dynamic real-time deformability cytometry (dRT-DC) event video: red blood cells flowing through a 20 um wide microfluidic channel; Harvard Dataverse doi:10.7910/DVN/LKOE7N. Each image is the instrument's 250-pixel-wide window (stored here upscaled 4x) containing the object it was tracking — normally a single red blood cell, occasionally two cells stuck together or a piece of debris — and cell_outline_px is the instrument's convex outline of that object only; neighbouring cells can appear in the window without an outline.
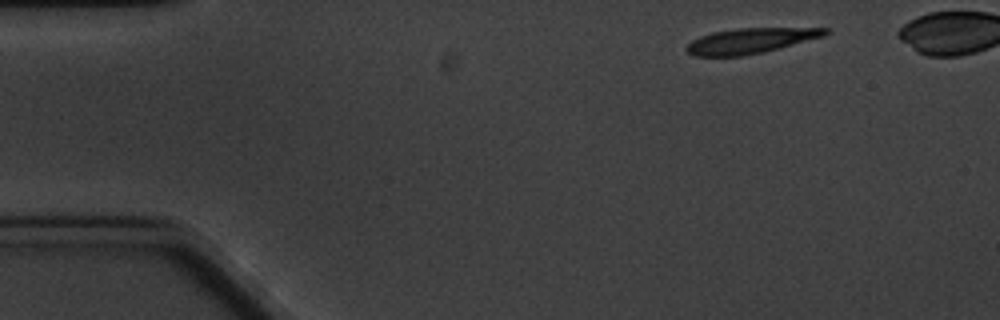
{"species": "common noctule bat (a hibernating species)", "species_latin": "Nyctalus noctula", "temperature_condition": "cold", "stored_images_in_passage": 5, "camera_frame_rate_fps": 3000, "um_per_image_px": 0.085, "animal": {"sex": "male", "body_mass_g": 20.1, "forearm_length_mm": 53.5}, "frame": {"image": 1, "passage_image": 1, "time_ms": 0.0, "image_size_px": [1000, 320], "cell_outline_px": [[832, 32], [824, 36], [780, 48], [764, 52], [744, 56], [692, 56], [684, 48], [692, 40], [700, 36], [712, 32], [736, 28], [828, 28]], "centroid_in_image_um": [63.79, 3.46], "position_along_channel_um": 21.2, "area_um2": 20.58}}